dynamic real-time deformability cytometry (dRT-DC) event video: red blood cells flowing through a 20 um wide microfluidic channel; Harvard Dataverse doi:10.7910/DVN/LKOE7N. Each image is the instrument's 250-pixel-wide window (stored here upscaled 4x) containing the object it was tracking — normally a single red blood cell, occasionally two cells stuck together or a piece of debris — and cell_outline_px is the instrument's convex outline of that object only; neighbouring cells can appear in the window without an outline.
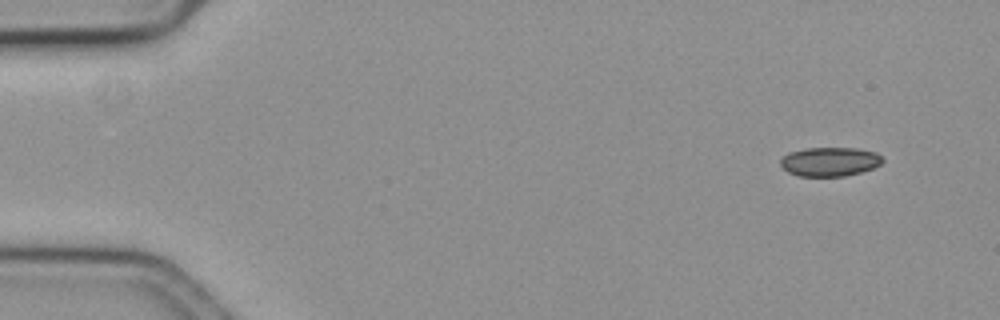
{"species": "common noctule bat (a hibernating species)", "species_latin": "Nyctalus noctula", "temperature_condition": "cold", "stored_images_in_passage": 30, "camera_frame_rate_fps": 3000, "um_per_image_px": 0.085, "animal": {"sex": "female", "body_mass_g": 19.3, "forearm_length_mm": 54.1}, "frame": {"image": 1, "passage_image": 1, "time_ms": 0.0, "image_size_px": [1000, 320], "cell_outline_px": [[884, 160], [880, 164], [872, 168], [860, 172], [844, 176], [800, 176], [788, 172], [780, 164], [780, 160], [788, 152], [804, 148], [856, 148], [876, 152]], "centroid_in_image_um": [70.52, 13.73], "position_along_channel_um": 14.5, "area_um2": 17.22}}
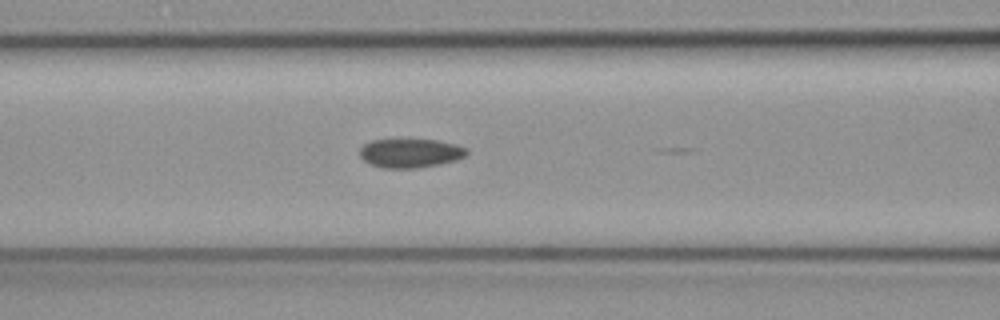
{"frame": {"image": 2, "passage_image": 22, "time_ms": 7.0, "image_size_px": [1000, 320], "cell_outline_px": [[468, 152], [464, 156], [456, 160], [440, 164], [416, 168], [380, 168], [364, 160], [360, 156], [360, 148], [364, 144], [372, 140], [440, 140], [456, 144], [468, 148]], "centroid_in_image_um": [34.9, 13.02], "position_along_channel_um": 131.7, "area_um2": 18.03}}
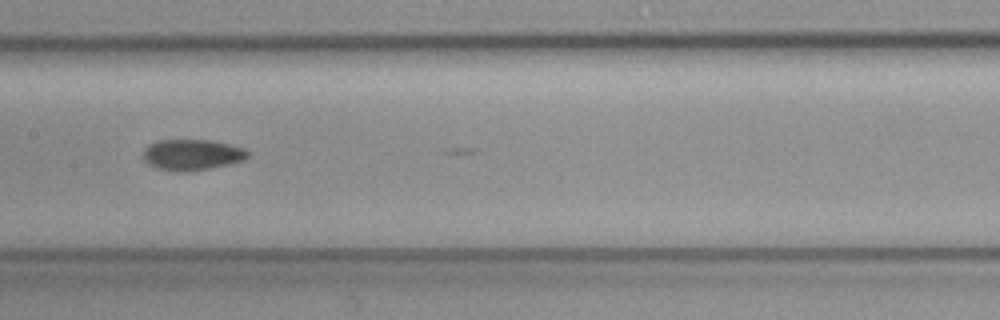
{"frame": {"image": 3, "passage_image": 27, "time_ms": 8.667, "image_size_px": [1000, 320], "cell_outline_px": [[248, 156], [244, 160], [208, 168], [188, 172], [176, 172], [156, 168], [148, 164], [144, 160], [144, 148], [148, 144], [156, 140], [212, 140], [244, 148], [248, 152]], "centroid_in_image_um": [16.27, 13.15], "position_along_channel_um": 191.1, "area_um2": 18.84}}